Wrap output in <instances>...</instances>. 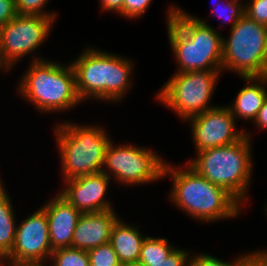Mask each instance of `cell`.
Returning <instances> with one entry per match:
<instances>
[{
	"mask_svg": "<svg viewBox=\"0 0 267 266\" xmlns=\"http://www.w3.org/2000/svg\"><path fill=\"white\" fill-rule=\"evenodd\" d=\"M167 36L178 71L222 70L221 33L204 19L170 5L167 10Z\"/></svg>",
	"mask_w": 267,
	"mask_h": 266,
	"instance_id": "obj_1",
	"label": "cell"
},
{
	"mask_svg": "<svg viewBox=\"0 0 267 266\" xmlns=\"http://www.w3.org/2000/svg\"><path fill=\"white\" fill-rule=\"evenodd\" d=\"M171 164L166 161L163 168V178L170 176L173 181L169 198L188 217L213 223L239 216L243 205L226 189L200 176L187 164L180 168Z\"/></svg>",
	"mask_w": 267,
	"mask_h": 266,
	"instance_id": "obj_2",
	"label": "cell"
},
{
	"mask_svg": "<svg viewBox=\"0 0 267 266\" xmlns=\"http://www.w3.org/2000/svg\"><path fill=\"white\" fill-rule=\"evenodd\" d=\"M84 50L70 61L80 100L120 102L133 86V60L96 47Z\"/></svg>",
	"mask_w": 267,
	"mask_h": 266,
	"instance_id": "obj_3",
	"label": "cell"
},
{
	"mask_svg": "<svg viewBox=\"0 0 267 266\" xmlns=\"http://www.w3.org/2000/svg\"><path fill=\"white\" fill-rule=\"evenodd\" d=\"M251 142L252 139L245 130V137L238 142L196 152V157L186 164L211 183L226 189L242 205H246L254 165Z\"/></svg>",
	"mask_w": 267,
	"mask_h": 266,
	"instance_id": "obj_4",
	"label": "cell"
},
{
	"mask_svg": "<svg viewBox=\"0 0 267 266\" xmlns=\"http://www.w3.org/2000/svg\"><path fill=\"white\" fill-rule=\"evenodd\" d=\"M16 87L17 94L41 112L70 111L80 100L72 65L41 60L31 62Z\"/></svg>",
	"mask_w": 267,
	"mask_h": 266,
	"instance_id": "obj_5",
	"label": "cell"
},
{
	"mask_svg": "<svg viewBox=\"0 0 267 266\" xmlns=\"http://www.w3.org/2000/svg\"><path fill=\"white\" fill-rule=\"evenodd\" d=\"M103 126L64 121L55 126L63 181L100 173L109 134Z\"/></svg>",
	"mask_w": 267,
	"mask_h": 266,
	"instance_id": "obj_6",
	"label": "cell"
},
{
	"mask_svg": "<svg viewBox=\"0 0 267 266\" xmlns=\"http://www.w3.org/2000/svg\"><path fill=\"white\" fill-rule=\"evenodd\" d=\"M222 43V72L233 71L241 78L267 75V26L244 14Z\"/></svg>",
	"mask_w": 267,
	"mask_h": 266,
	"instance_id": "obj_7",
	"label": "cell"
},
{
	"mask_svg": "<svg viewBox=\"0 0 267 266\" xmlns=\"http://www.w3.org/2000/svg\"><path fill=\"white\" fill-rule=\"evenodd\" d=\"M222 70H191L174 73L157 92L161 104L177 113L181 121L211 108L210 100Z\"/></svg>",
	"mask_w": 267,
	"mask_h": 266,
	"instance_id": "obj_8",
	"label": "cell"
},
{
	"mask_svg": "<svg viewBox=\"0 0 267 266\" xmlns=\"http://www.w3.org/2000/svg\"><path fill=\"white\" fill-rule=\"evenodd\" d=\"M165 162L148 147L133 144L116 146L111 140L105 151L101 172L124 186L146 185L162 180Z\"/></svg>",
	"mask_w": 267,
	"mask_h": 266,
	"instance_id": "obj_9",
	"label": "cell"
},
{
	"mask_svg": "<svg viewBox=\"0 0 267 266\" xmlns=\"http://www.w3.org/2000/svg\"><path fill=\"white\" fill-rule=\"evenodd\" d=\"M55 20L39 15H16L0 28V61L8 71L29 54L32 62L45 60L35 51L48 39Z\"/></svg>",
	"mask_w": 267,
	"mask_h": 266,
	"instance_id": "obj_10",
	"label": "cell"
},
{
	"mask_svg": "<svg viewBox=\"0 0 267 266\" xmlns=\"http://www.w3.org/2000/svg\"><path fill=\"white\" fill-rule=\"evenodd\" d=\"M52 252L47 215L39 207L17 224L12 250L1 263L2 266L43 263L50 259Z\"/></svg>",
	"mask_w": 267,
	"mask_h": 266,
	"instance_id": "obj_11",
	"label": "cell"
},
{
	"mask_svg": "<svg viewBox=\"0 0 267 266\" xmlns=\"http://www.w3.org/2000/svg\"><path fill=\"white\" fill-rule=\"evenodd\" d=\"M186 121L191 127L196 152L230 145L245 137V129H236V119L228 105H216Z\"/></svg>",
	"mask_w": 267,
	"mask_h": 266,
	"instance_id": "obj_12",
	"label": "cell"
},
{
	"mask_svg": "<svg viewBox=\"0 0 267 266\" xmlns=\"http://www.w3.org/2000/svg\"><path fill=\"white\" fill-rule=\"evenodd\" d=\"M110 180L102 172L66 180L60 194L81 213L115 210L106 196Z\"/></svg>",
	"mask_w": 267,
	"mask_h": 266,
	"instance_id": "obj_13",
	"label": "cell"
},
{
	"mask_svg": "<svg viewBox=\"0 0 267 266\" xmlns=\"http://www.w3.org/2000/svg\"><path fill=\"white\" fill-rule=\"evenodd\" d=\"M55 195L40 206L47 215L52 250L72 247L73 233L82 214L60 193Z\"/></svg>",
	"mask_w": 267,
	"mask_h": 266,
	"instance_id": "obj_14",
	"label": "cell"
},
{
	"mask_svg": "<svg viewBox=\"0 0 267 266\" xmlns=\"http://www.w3.org/2000/svg\"><path fill=\"white\" fill-rule=\"evenodd\" d=\"M118 216L115 210L82 213L73 233L72 248L89 251L109 243Z\"/></svg>",
	"mask_w": 267,
	"mask_h": 266,
	"instance_id": "obj_15",
	"label": "cell"
},
{
	"mask_svg": "<svg viewBox=\"0 0 267 266\" xmlns=\"http://www.w3.org/2000/svg\"><path fill=\"white\" fill-rule=\"evenodd\" d=\"M249 84L242 87L228 107L237 120L254 121L267 98V75L260 77H242Z\"/></svg>",
	"mask_w": 267,
	"mask_h": 266,
	"instance_id": "obj_16",
	"label": "cell"
},
{
	"mask_svg": "<svg viewBox=\"0 0 267 266\" xmlns=\"http://www.w3.org/2000/svg\"><path fill=\"white\" fill-rule=\"evenodd\" d=\"M145 238L137 226L118 218L112 226L109 243L122 266H137Z\"/></svg>",
	"mask_w": 267,
	"mask_h": 266,
	"instance_id": "obj_17",
	"label": "cell"
},
{
	"mask_svg": "<svg viewBox=\"0 0 267 266\" xmlns=\"http://www.w3.org/2000/svg\"><path fill=\"white\" fill-rule=\"evenodd\" d=\"M7 190L0 193V261L12 250L16 234V215Z\"/></svg>",
	"mask_w": 267,
	"mask_h": 266,
	"instance_id": "obj_18",
	"label": "cell"
},
{
	"mask_svg": "<svg viewBox=\"0 0 267 266\" xmlns=\"http://www.w3.org/2000/svg\"><path fill=\"white\" fill-rule=\"evenodd\" d=\"M167 238L146 236L144 239L138 265H150V262L163 261L176 248Z\"/></svg>",
	"mask_w": 267,
	"mask_h": 266,
	"instance_id": "obj_19",
	"label": "cell"
},
{
	"mask_svg": "<svg viewBox=\"0 0 267 266\" xmlns=\"http://www.w3.org/2000/svg\"><path fill=\"white\" fill-rule=\"evenodd\" d=\"M51 266H89L88 251L72 247L53 250L50 256Z\"/></svg>",
	"mask_w": 267,
	"mask_h": 266,
	"instance_id": "obj_20",
	"label": "cell"
},
{
	"mask_svg": "<svg viewBox=\"0 0 267 266\" xmlns=\"http://www.w3.org/2000/svg\"><path fill=\"white\" fill-rule=\"evenodd\" d=\"M218 0L216 1V8L212 12L211 17L218 15L221 19L223 18L226 24L228 21L231 22V28L238 22V20L245 14L244 3L233 0ZM218 4V5H217ZM228 19V21L226 20Z\"/></svg>",
	"mask_w": 267,
	"mask_h": 266,
	"instance_id": "obj_21",
	"label": "cell"
},
{
	"mask_svg": "<svg viewBox=\"0 0 267 266\" xmlns=\"http://www.w3.org/2000/svg\"><path fill=\"white\" fill-rule=\"evenodd\" d=\"M89 266H122L110 243L88 251Z\"/></svg>",
	"mask_w": 267,
	"mask_h": 266,
	"instance_id": "obj_22",
	"label": "cell"
},
{
	"mask_svg": "<svg viewBox=\"0 0 267 266\" xmlns=\"http://www.w3.org/2000/svg\"><path fill=\"white\" fill-rule=\"evenodd\" d=\"M49 0H15L18 15H39L42 17L55 18L56 12L45 10Z\"/></svg>",
	"mask_w": 267,
	"mask_h": 266,
	"instance_id": "obj_23",
	"label": "cell"
},
{
	"mask_svg": "<svg viewBox=\"0 0 267 266\" xmlns=\"http://www.w3.org/2000/svg\"><path fill=\"white\" fill-rule=\"evenodd\" d=\"M240 255L230 262L206 253H201L194 257L190 255L189 266H243L245 259L248 257V253Z\"/></svg>",
	"mask_w": 267,
	"mask_h": 266,
	"instance_id": "obj_24",
	"label": "cell"
},
{
	"mask_svg": "<svg viewBox=\"0 0 267 266\" xmlns=\"http://www.w3.org/2000/svg\"><path fill=\"white\" fill-rule=\"evenodd\" d=\"M244 10L249 19L267 26V0H249Z\"/></svg>",
	"mask_w": 267,
	"mask_h": 266,
	"instance_id": "obj_25",
	"label": "cell"
},
{
	"mask_svg": "<svg viewBox=\"0 0 267 266\" xmlns=\"http://www.w3.org/2000/svg\"><path fill=\"white\" fill-rule=\"evenodd\" d=\"M190 251L175 248L171 254L163 261L150 262V265L137 266H189Z\"/></svg>",
	"mask_w": 267,
	"mask_h": 266,
	"instance_id": "obj_26",
	"label": "cell"
},
{
	"mask_svg": "<svg viewBox=\"0 0 267 266\" xmlns=\"http://www.w3.org/2000/svg\"><path fill=\"white\" fill-rule=\"evenodd\" d=\"M152 0H124L125 19L139 18L145 14L150 7Z\"/></svg>",
	"mask_w": 267,
	"mask_h": 266,
	"instance_id": "obj_27",
	"label": "cell"
},
{
	"mask_svg": "<svg viewBox=\"0 0 267 266\" xmlns=\"http://www.w3.org/2000/svg\"><path fill=\"white\" fill-rule=\"evenodd\" d=\"M18 15L15 0H0V28Z\"/></svg>",
	"mask_w": 267,
	"mask_h": 266,
	"instance_id": "obj_28",
	"label": "cell"
},
{
	"mask_svg": "<svg viewBox=\"0 0 267 266\" xmlns=\"http://www.w3.org/2000/svg\"><path fill=\"white\" fill-rule=\"evenodd\" d=\"M100 9L103 11L117 12L124 17V0H99Z\"/></svg>",
	"mask_w": 267,
	"mask_h": 266,
	"instance_id": "obj_29",
	"label": "cell"
},
{
	"mask_svg": "<svg viewBox=\"0 0 267 266\" xmlns=\"http://www.w3.org/2000/svg\"><path fill=\"white\" fill-rule=\"evenodd\" d=\"M254 125L260 130H267V98L263 102L262 108L259 110V113L256 119L253 121Z\"/></svg>",
	"mask_w": 267,
	"mask_h": 266,
	"instance_id": "obj_30",
	"label": "cell"
},
{
	"mask_svg": "<svg viewBox=\"0 0 267 266\" xmlns=\"http://www.w3.org/2000/svg\"><path fill=\"white\" fill-rule=\"evenodd\" d=\"M255 266H267V259L258 251L248 252L247 257Z\"/></svg>",
	"mask_w": 267,
	"mask_h": 266,
	"instance_id": "obj_31",
	"label": "cell"
},
{
	"mask_svg": "<svg viewBox=\"0 0 267 266\" xmlns=\"http://www.w3.org/2000/svg\"><path fill=\"white\" fill-rule=\"evenodd\" d=\"M45 264H46L45 262H43V263H30V264H24L21 266H46ZM49 266H51V265L49 264Z\"/></svg>",
	"mask_w": 267,
	"mask_h": 266,
	"instance_id": "obj_32",
	"label": "cell"
},
{
	"mask_svg": "<svg viewBox=\"0 0 267 266\" xmlns=\"http://www.w3.org/2000/svg\"><path fill=\"white\" fill-rule=\"evenodd\" d=\"M5 187L6 186L4 185L3 181H1V179H0V193H2V192L7 190V189H5Z\"/></svg>",
	"mask_w": 267,
	"mask_h": 266,
	"instance_id": "obj_33",
	"label": "cell"
},
{
	"mask_svg": "<svg viewBox=\"0 0 267 266\" xmlns=\"http://www.w3.org/2000/svg\"><path fill=\"white\" fill-rule=\"evenodd\" d=\"M243 266H255V265L248 258H246Z\"/></svg>",
	"mask_w": 267,
	"mask_h": 266,
	"instance_id": "obj_34",
	"label": "cell"
},
{
	"mask_svg": "<svg viewBox=\"0 0 267 266\" xmlns=\"http://www.w3.org/2000/svg\"><path fill=\"white\" fill-rule=\"evenodd\" d=\"M258 251L267 259V249L266 250L258 249Z\"/></svg>",
	"mask_w": 267,
	"mask_h": 266,
	"instance_id": "obj_35",
	"label": "cell"
},
{
	"mask_svg": "<svg viewBox=\"0 0 267 266\" xmlns=\"http://www.w3.org/2000/svg\"><path fill=\"white\" fill-rule=\"evenodd\" d=\"M0 70L7 72L8 70L6 69V67L1 63L0 61Z\"/></svg>",
	"mask_w": 267,
	"mask_h": 266,
	"instance_id": "obj_36",
	"label": "cell"
},
{
	"mask_svg": "<svg viewBox=\"0 0 267 266\" xmlns=\"http://www.w3.org/2000/svg\"><path fill=\"white\" fill-rule=\"evenodd\" d=\"M265 214L267 215V204H265Z\"/></svg>",
	"mask_w": 267,
	"mask_h": 266,
	"instance_id": "obj_37",
	"label": "cell"
}]
</instances>
